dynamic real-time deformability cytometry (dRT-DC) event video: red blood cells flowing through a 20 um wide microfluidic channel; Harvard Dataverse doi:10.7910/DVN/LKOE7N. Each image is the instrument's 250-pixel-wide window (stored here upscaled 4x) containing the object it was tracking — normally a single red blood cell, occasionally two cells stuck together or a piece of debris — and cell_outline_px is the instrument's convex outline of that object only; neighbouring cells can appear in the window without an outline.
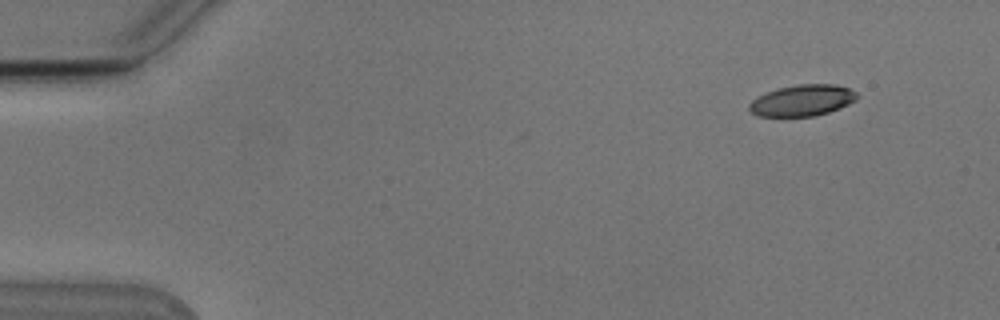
{"species": "Egyptian fruit bat (a non-hibernating species)", "species_latin": "Rousettus aegyptiacus", "temperature_condition": "cold", "stored_images_in_passage": 50, "camera_frame_rate_fps": 3000, "um_per_image_px": 0.085, "animal": {"sex": "male"}, "frame": {"image": 1, "passage_image": 1, "time_ms": 0.0, "image_size_px": [1000, 320], "cell_outline_px": [[860, 96], [856, 100], [840, 108], [816, 116], [756, 116], [748, 108], [748, 104], [752, 100], [768, 92], [780, 88], [800, 84], [836, 84], [848, 88], [856, 92]], "centroid_in_image_um": [68.23, 8.54], "position_along_channel_um": 16.8, "area_um2": 19.54}}
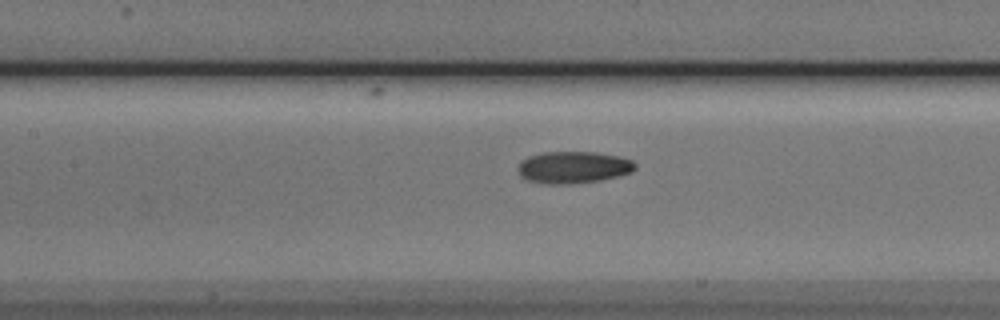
{"frame": {"image": 2, "passage_image": 21, "time_ms": 6.667, "image_size_px": [1000, 320], "cell_outline_px": [[636, 168], [632, 172], [616, 176], [596, 180], [560, 184], [548, 184], [528, 180], [520, 176], [516, 168], [520, 160], [528, 156], [544, 152], [596, 152], [620, 156], [632, 160], [636, 164]], "centroid_in_image_um": [48.69, 14.2], "position_along_channel_um": 158.7, "area_um2": 21.73}}
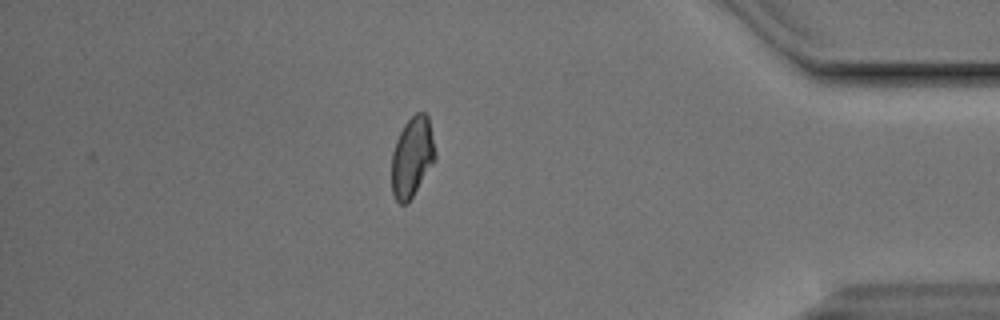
{"frame": {"image": 3, "passage_image": 43, "time_ms": 14.0, "image_size_px": [1000, 320], "cell_outline_px": [[436, 160], [412, 196], [404, 204], [400, 204], [396, 200], [392, 192], [392, 152], [396, 140], [404, 124], [416, 112], [424, 112], [428, 116], [436, 152]], "centroid_in_image_um": [35.04, 13.32], "position_along_channel_um": 400.2, "area_um2": 20.23}, "authors_computed_cell_mechanics": {"area_um2": 20.7213, "velocity_mm_per_s": 3.7891, "shape_relaxation_time_tau1_ms": 5.2325, "shape_relaxation_time_tau2_ms": 3.6325, "deformation_change_tau1": 0.1415, "deformation_change_tau2": 0.0812}}